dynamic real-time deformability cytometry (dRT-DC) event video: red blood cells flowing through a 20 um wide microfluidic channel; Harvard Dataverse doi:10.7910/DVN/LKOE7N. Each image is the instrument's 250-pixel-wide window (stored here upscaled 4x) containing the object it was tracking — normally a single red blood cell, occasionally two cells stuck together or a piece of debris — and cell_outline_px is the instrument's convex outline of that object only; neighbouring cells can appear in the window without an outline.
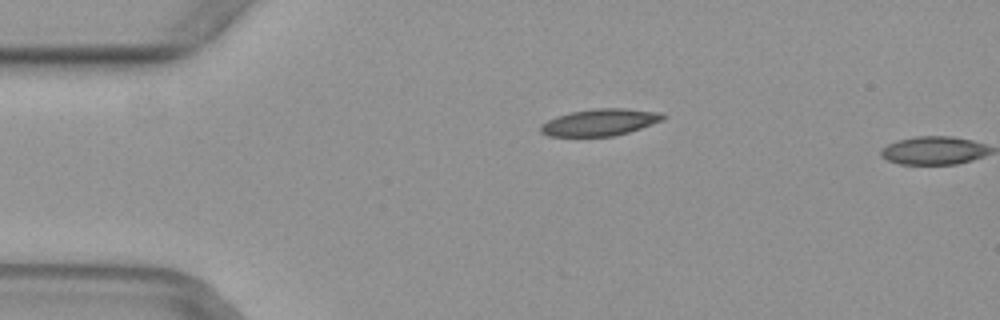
{"species": "common noctule bat (a hibernating species)", "species_latin": "Nyctalus noctula", "temperature_condition": "warm", "stored_images_in_passage": 7, "camera_frame_rate_fps": 3000, "um_per_image_px": 0.085, "animal": {"sex": "female", "body_mass_g": 29.2, "forearm_length_mm": 56.3}, "frame": {"image": 1, "passage_image": 6, "time_ms": 1.667, "image_size_px": [1000, 320], "cell_outline_px": [[668, 116], [664, 120], [628, 132], [612, 136], [548, 136], [540, 132], [540, 124], [556, 116], [572, 112], [596, 108], [624, 108], [664, 112]], "centroid_in_image_um": [51.03, 10.38], "position_along_channel_um": 34.0, "area_um2": 19.25}}